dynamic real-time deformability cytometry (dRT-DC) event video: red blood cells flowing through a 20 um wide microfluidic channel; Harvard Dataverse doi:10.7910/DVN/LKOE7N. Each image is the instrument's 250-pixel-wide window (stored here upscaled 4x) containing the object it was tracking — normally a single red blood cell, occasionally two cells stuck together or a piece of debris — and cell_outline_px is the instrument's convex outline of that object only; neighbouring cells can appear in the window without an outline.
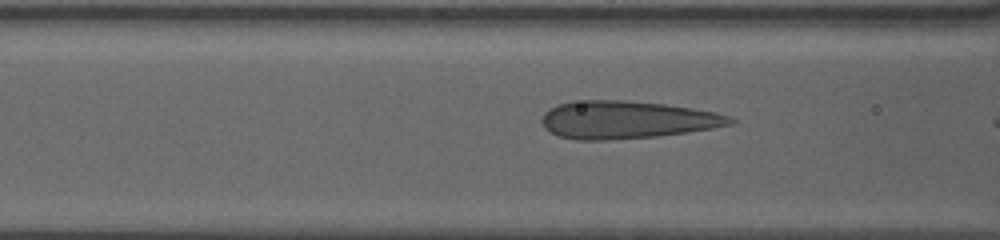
{"species": "human", "species_latin": "Homo sapiens", "temperature_condition": "warm", "stored_images_in_passage": 33, "camera_frame_rate_fps": 3000, "um_per_image_px": 0.085, "donor": {"sex": "female"}, "frame": {"image": 1, "passage_image": 6, "time_ms": 1.667, "image_size_px": [1000, 240], "cell_outline_px": [[736, 120], [732, 124], [712, 128], [656, 136], [608, 140], [576, 140], [560, 136], [544, 128], [540, 120], [544, 112], [560, 104], [572, 100], [624, 100], [664, 104], [692, 108], [716, 112], [732, 116]], "centroid_in_image_um": [53.26, 10.17], "position_along_channel_um": 113.3, "area_um2": 41.33}}
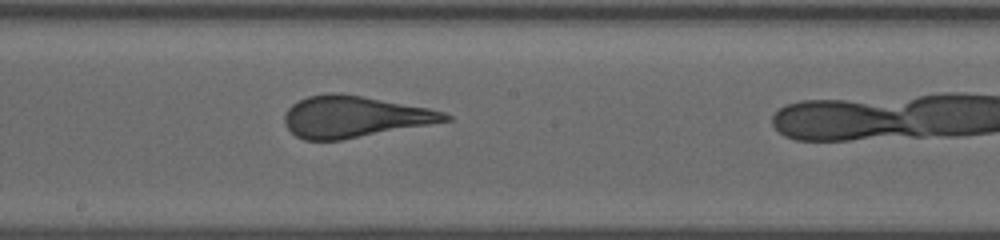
{"frame": {"image": 2, "passage_image": 15, "time_ms": 4.667, "image_size_px": [1000, 240], "cell_outline_px": [[452, 120], [340, 140], [304, 140], [296, 136], [284, 124], [284, 116], [288, 108], [292, 104], [308, 96], [328, 92], [336, 92], [360, 96], [428, 108], [444, 112], [452, 116]], "centroid_in_image_um": [30.08, 9.92], "position_along_channel_um": 218.1, "area_um2": 38.38}}
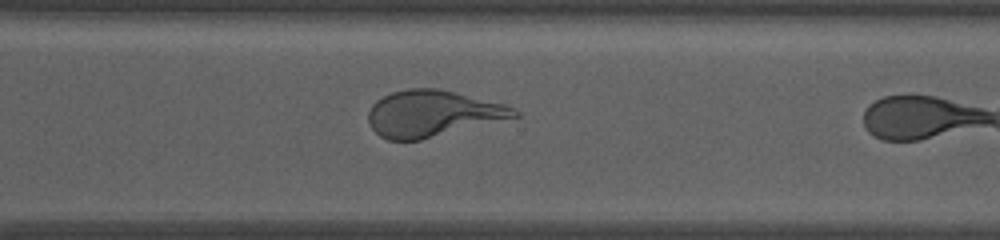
{"frame": {"image": 3, "passage_image": 25, "time_ms": 8.0, "image_size_px": [1000, 240], "cell_outline_px": [[520, 116], [420, 140], [388, 140], [380, 136], [372, 128], [368, 120], [368, 112], [372, 104], [376, 100], [392, 92], [408, 88], [436, 88], [504, 104], [520, 112]], "centroid_in_image_um": [36.73, 9.65], "position_along_channel_um": 333.9, "area_um2": 39.02}, "authors_computed_cell_mechanics": {"area_um2": 39.4196, "velocity_mm_per_s": 3.4817, "shape_relaxation_time_tau1_ms": 9.8827, "shape_relaxation_time_tau2_ms": null, "deformation_change_tau1": 0.2678, "deformation_change_tau2": null}}